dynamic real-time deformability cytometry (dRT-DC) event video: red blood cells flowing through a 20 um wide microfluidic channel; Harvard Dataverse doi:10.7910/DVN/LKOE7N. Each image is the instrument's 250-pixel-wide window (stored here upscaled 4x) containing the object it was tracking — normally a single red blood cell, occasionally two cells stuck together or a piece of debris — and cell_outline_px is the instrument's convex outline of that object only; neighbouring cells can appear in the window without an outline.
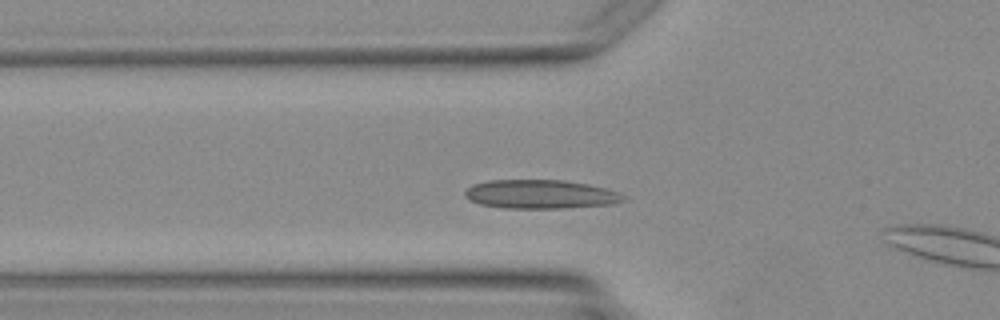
{"species": "Egyptian fruit bat (a non-hibernating species)", "species_latin": "Rousettus aegyptiacus", "temperature_condition": "warm", "stored_images_in_passage": 3, "camera_frame_rate_fps": 3000, "um_per_image_px": 0.085, "animal": {"sex": "female"}, "frame": {"image": 1, "passage_image": 2, "time_ms": 1.667, "image_size_px": [1000, 320], "cell_outline_px": [[628, 200], [616, 204], [564, 208], [504, 208], [480, 204], [468, 200], [464, 196], [464, 192], [472, 184], [488, 180], [564, 180], [588, 184], [608, 188], [620, 192]], "centroid_in_image_um": [45.98, 16.51], "position_along_channel_um": 79.8, "area_um2": 27.05}}